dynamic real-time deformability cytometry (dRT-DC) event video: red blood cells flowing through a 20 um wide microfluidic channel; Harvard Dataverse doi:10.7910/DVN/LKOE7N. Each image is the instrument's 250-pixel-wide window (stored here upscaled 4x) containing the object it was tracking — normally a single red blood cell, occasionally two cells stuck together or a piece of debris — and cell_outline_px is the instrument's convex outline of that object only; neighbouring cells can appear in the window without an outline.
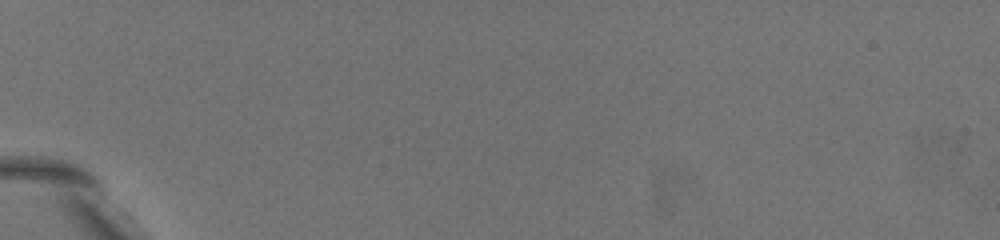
{"species": "common noctule bat (a hibernating species)", "species_latin": "Nyctalus noctula", "temperature_condition": "warm", "stored_images_in_passage": 2, "camera_frame_rate_fps": 3000, "um_per_image_px": 0.085, "animal": {"sex": "female", "body_mass_g": 19.5, "forearm_length_mm": 54.1}, "frame": {"image": 1, "passage_image": 2, "time_ms": 0.333, "image_size_px": [1000, 240], "cell_outline_px": [[188, 212], [180, 212], [168, 208], [120, 168], [104, 144], [100, 136], [116, 136], [132, 144], [140, 152], [176, 192]], "centroid_in_image_um": [12.13, 14.62], "position_along_channel_um": 72.9, "area_um2": 15.03}}